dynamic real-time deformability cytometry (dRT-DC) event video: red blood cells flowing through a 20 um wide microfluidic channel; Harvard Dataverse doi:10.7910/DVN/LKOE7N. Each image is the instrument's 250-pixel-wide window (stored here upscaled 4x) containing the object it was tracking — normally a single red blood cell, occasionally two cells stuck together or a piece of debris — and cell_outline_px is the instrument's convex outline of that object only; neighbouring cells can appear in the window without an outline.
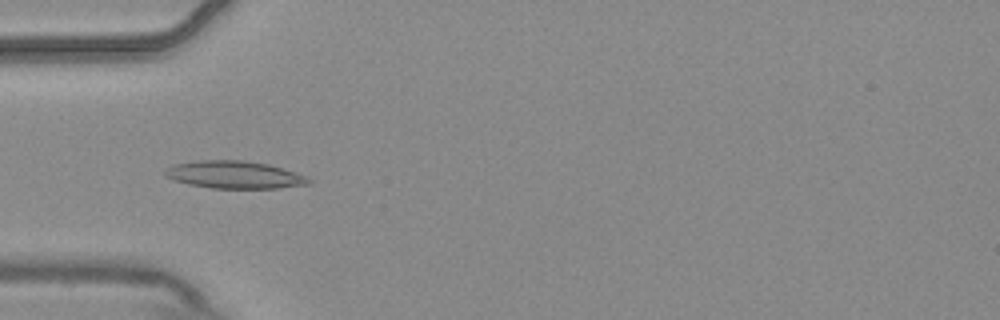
{"species": "common noctule bat (a hibernating species)", "species_latin": "Nyctalus noctula", "temperature_condition": "warm", "stored_images_in_passage": 5, "camera_frame_rate_fps": 3000, "um_per_image_px": 0.085, "animal": {"sex": "male", "body_mass_g": 20.4}, "frame": {"image": 1, "passage_image": 4, "time_ms": 1.0, "image_size_px": [1000, 320], "cell_outline_px": [[312, 184], [276, 188], [212, 188], [188, 184], [176, 180], [168, 176], [164, 172], [164, 168], [172, 164], [200, 160], [244, 160], [268, 164], [308, 176], [312, 180]], "centroid_in_image_um": [19.96, 14.85], "position_along_channel_um": 65.0, "area_um2": 23.06}}
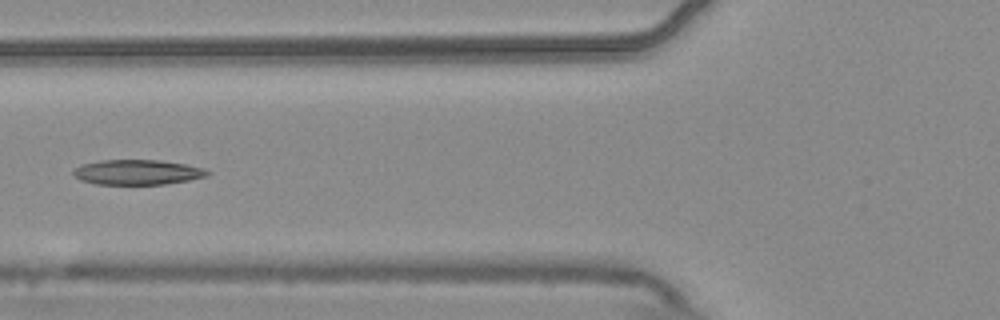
{"frame": {"image": 2, "passage_image": 5, "time_ms": 1.333, "image_size_px": [1000, 320], "cell_outline_px": [[212, 172], [208, 176], [188, 180], [164, 184], [96, 184], [80, 180], [72, 176], [72, 172], [80, 164], [100, 160], [160, 160], [184, 164], [204, 168]], "centroid_in_image_um": [11.66, 14.63], "position_along_channel_um": 114.1, "area_um2": 19.65}}